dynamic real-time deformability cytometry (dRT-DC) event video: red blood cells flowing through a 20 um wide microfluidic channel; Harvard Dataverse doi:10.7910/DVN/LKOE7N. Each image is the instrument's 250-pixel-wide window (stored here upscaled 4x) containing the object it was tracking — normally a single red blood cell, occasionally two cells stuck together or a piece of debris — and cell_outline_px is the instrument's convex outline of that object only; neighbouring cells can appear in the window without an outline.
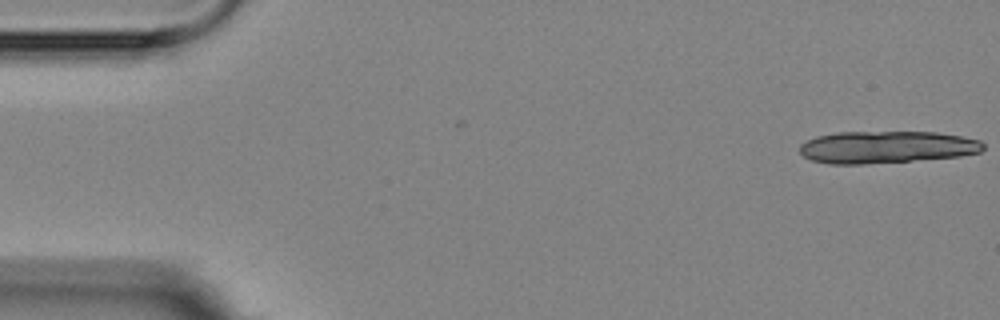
{"species": "Egyptian fruit bat (a non-hibernating species)", "species_latin": "Rousettus aegyptiacus", "temperature_condition": "room temperature", "stored_images_in_passage": 2, "camera_frame_rate_fps": 3000, "um_per_image_px": 0.085, "animal": {"sex": "female"}, "frame": {"image": 1, "passage_image": 2, "time_ms": 2.0, "image_size_px": [1000, 320], "cell_outline_px": [[984, 148], [980, 152], [960, 156], [864, 164], [828, 164], [812, 160], [804, 156], [800, 152], [800, 144], [816, 136], [836, 132], [936, 132], [960, 136], [980, 140], [984, 144]], "centroid_in_image_um": [75.34, 12.5], "position_along_channel_um": 9.7, "area_um2": 34.33}}